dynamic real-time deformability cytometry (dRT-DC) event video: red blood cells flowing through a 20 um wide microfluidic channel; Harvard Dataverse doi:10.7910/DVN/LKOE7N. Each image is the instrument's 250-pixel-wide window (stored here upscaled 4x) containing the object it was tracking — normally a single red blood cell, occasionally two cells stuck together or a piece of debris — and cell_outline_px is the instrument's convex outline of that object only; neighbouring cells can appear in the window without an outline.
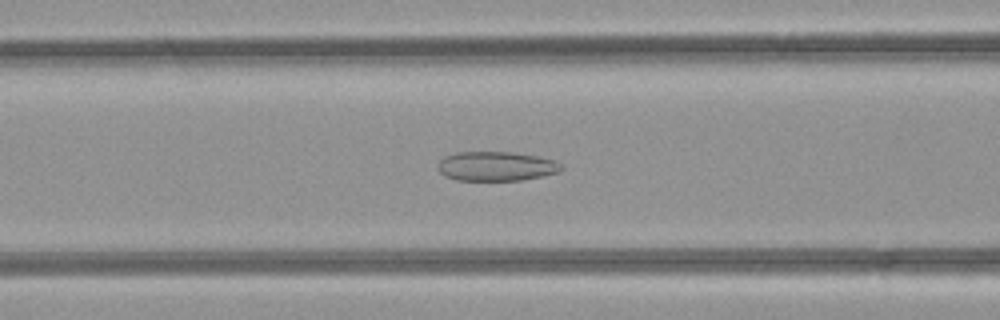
{"species": "common noctule bat (a hibernating species)", "species_latin": "Nyctalus noctula", "temperature_condition": "room temperature", "stored_images_in_passage": 48, "camera_frame_rate_fps": 3000, "um_per_image_px": 0.085, "animal": {"sex": "female", "body_mass_g": 21.9}, "frame": {"image": 1, "passage_image": 19, "time_ms": 6.0, "image_size_px": [1000, 320], "cell_outline_px": [[564, 168], [560, 172], [520, 180], [456, 180], [444, 176], [436, 168], [436, 164], [444, 156], [456, 152], [512, 152], [536, 156], [552, 160], [560, 164]], "centroid_in_image_um": [42.11, 14.13], "position_along_channel_um": 124.5, "area_um2": 21.15}}
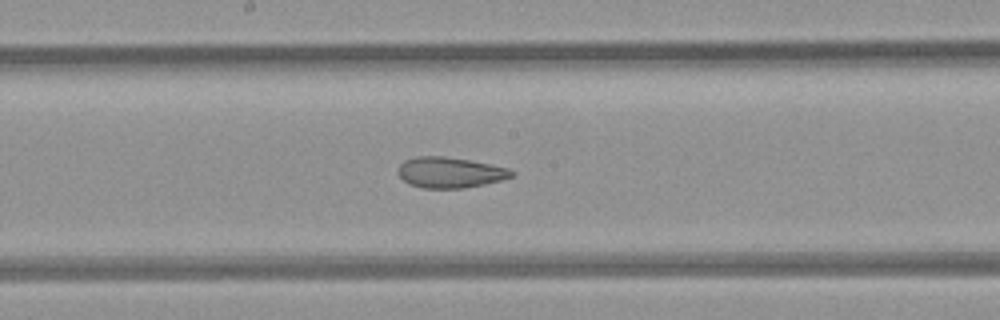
{"frame": {"image": 2, "passage_image": 25, "time_ms": 8.0, "image_size_px": [1000, 320], "cell_outline_px": [[516, 172], [512, 176], [500, 180], [484, 184], [464, 188], [424, 188], [408, 184], [396, 172], [396, 168], [404, 160], [416, 156], [444, 156], [492, 164], [508, 168]], "centroid_in_image_um": [38.21, 14.65], "position_along_channel_um": 210.0, "area_um2": 20.4}}
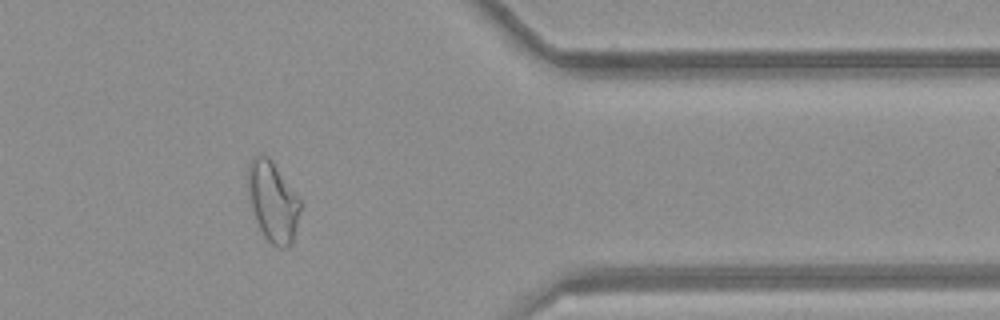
{"frame": {"image": 3, "passage_image": 39, "time_ms": 12.667, "image_size_px": [1000, 320], "cell_outline_px": [[300, 212], [292, 244], [284, 248], [280, 248], [272, 244], [264, 236], [256, 220], [252, 208], [248, 192], [248, 164], [260, 152], [268, 156], [272, 160], [300, 200]], "centroid_in_image_um": [23.19, 17.13], "position_along_channel_um": 388.2, "area_um2": 24.22}, "authors_computed_cell_mechanics": {"area_um2": 25.8077, "velocity_mm_per_s": 4.2587, "shape_relaxation_time_tau1_ms": null, "shape_relaxation_time_tau2_ms": 2.4741, "deformation_change_tau1": null, "deformation_change_tau2": 0.0869}}